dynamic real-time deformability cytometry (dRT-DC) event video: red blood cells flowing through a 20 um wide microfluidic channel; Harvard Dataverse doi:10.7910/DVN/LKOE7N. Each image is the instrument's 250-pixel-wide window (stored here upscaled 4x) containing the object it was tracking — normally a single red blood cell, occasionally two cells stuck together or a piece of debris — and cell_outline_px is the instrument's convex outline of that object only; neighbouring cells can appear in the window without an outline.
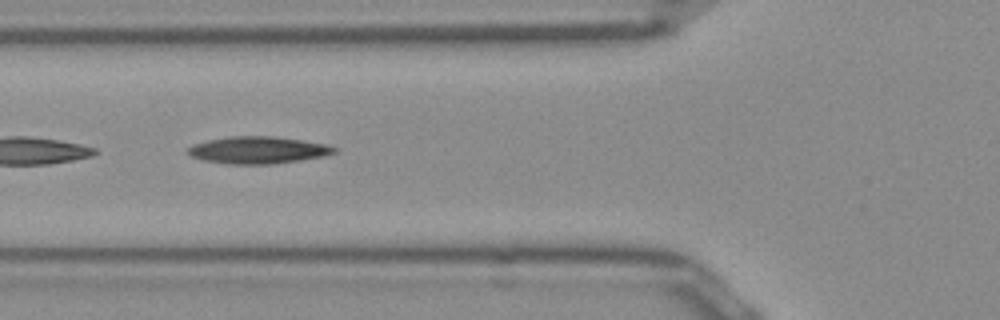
{"species": "Egyptian fruit bat (a non-hibernating species)", "species_latin": "Rousettus aegyptiacus", "temperature_condition": "room temperature", "stored_images_in_passage": 13, "camera_frame_rate_fps": 3000, "um_per_image_px": 0.085, "frame": {"image": 1, "passage_image": 8, "time_ms": 2.333, "image_size_px": [1000, 320], "cell_outline_px": [[340, 148], [336, 152], [324, 156], [276, 164], [228, 164], [204, 160], [192, 156], [188, 152], [188, 148], [196, 144], [208, 140], [228, 136], [272, 136], [300, 140], [324, 144]], "centroid_in_image_um": [21.97, 12.76], "position_along_channel_um": 103.8, "area_um2": 22.95}}
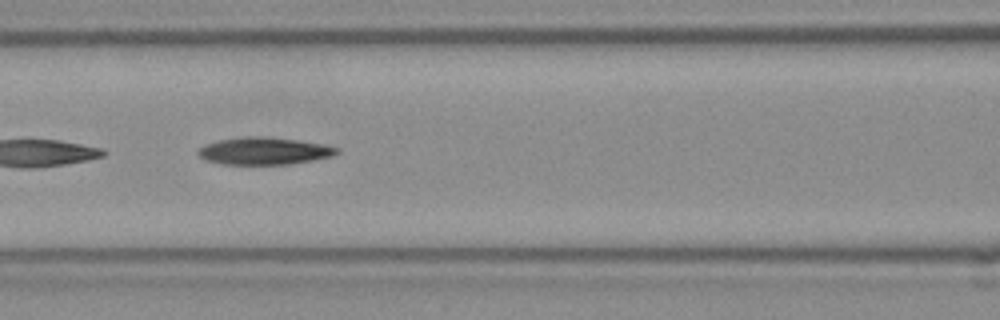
{"frame": {"image": 2, "passage_image": 11, "time_ms": 3.333, "image_size_px": [1000, 320], "cell_outline_px": [[340, 152], [332, 156], [312, 160], [288, 164], [220, 164], [208, 160], [200, 156], [196, 152], [204, 144], [220, 140], [244, 136], [260, 136], [296, 140], [320, 144], [340, 148]], "centroid_in_image_um": [22.43, 12.83], "position_along_channel_um": 144.2, "area_um2": 21.79}}